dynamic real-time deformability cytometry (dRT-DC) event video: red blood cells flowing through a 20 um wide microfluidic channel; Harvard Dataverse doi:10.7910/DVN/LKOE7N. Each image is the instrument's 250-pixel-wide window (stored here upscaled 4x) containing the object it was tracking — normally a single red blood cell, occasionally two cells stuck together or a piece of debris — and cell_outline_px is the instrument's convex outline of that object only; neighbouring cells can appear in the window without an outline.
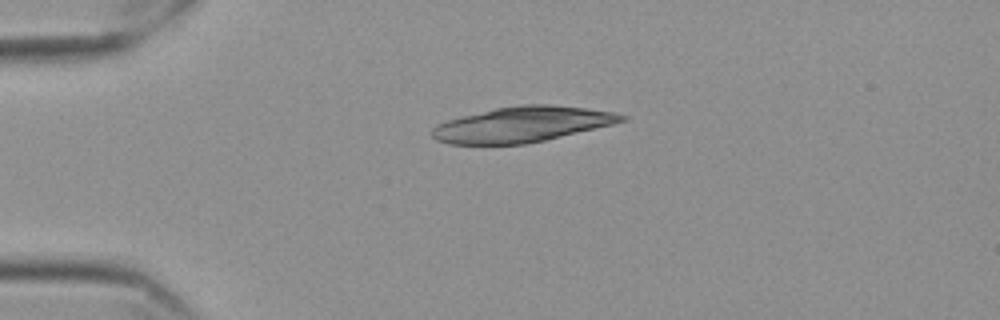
{"species": "Egyptian fruit bat (a non-hibernating species)", "species_latin": "Rousettus aegyptiacus", "temperature_condition": "cold", "stored_images_in_passage": 50, "camera_frame_rate_fps": 3000, "um_per_image_px": 0.085, "frame": {"image": 1, "passage_image": 7, "time_ms": 2.0, "image_size_px": [1000, 320], "cell_outline_px": [[628, 116], [624, 120], [612, 124], [544, 140], [524, 144], [448, 144], [436, 140], [432, 136], [432, 128], [448, 120], [496, 108], [520, 104], [552, 104], [616, 112]], "centroid_in_image_um": [44.39, 10.57], "position_along_channel_um": 40.6, "area_um2": 38.61}}